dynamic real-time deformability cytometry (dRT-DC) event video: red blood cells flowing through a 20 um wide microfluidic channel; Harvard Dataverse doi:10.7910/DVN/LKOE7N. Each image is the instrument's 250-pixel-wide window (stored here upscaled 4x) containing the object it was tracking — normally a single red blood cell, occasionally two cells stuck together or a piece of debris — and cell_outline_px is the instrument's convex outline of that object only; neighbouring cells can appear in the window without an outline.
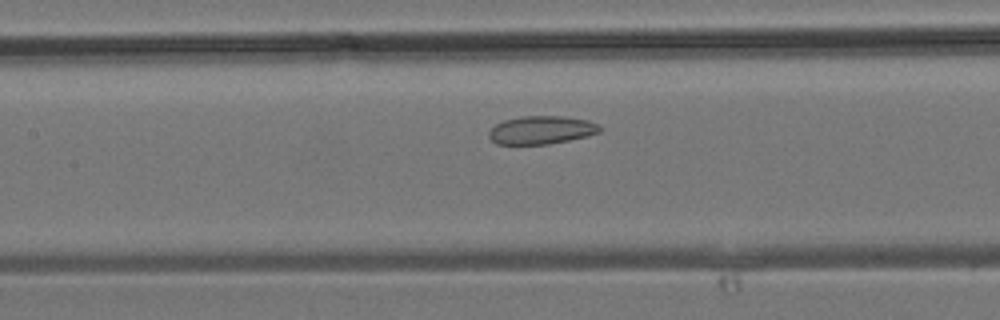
{"species": "common noctule bat (a hibernating species)", "species_latin": "Nyctalus noctula", "temperature_condition": "room temperature", "stored_images_in_passage": 33, "camera_frame_rate_fps": 3000, "um_per_image_px": 0.085, "animal": {"sex": "male", "body_mass_g": 19.2, "forearm_length_mm": 51.8}, "frame": {"image": 1, "passage_image": 13, "time_ms": 4.0, "image_size_px": [1000, 320], "cell_outline_px": [[604, 128], [600, 132], [588, 136], [548, 144], [496, 144], [488, 136], [488, 132], [496, 124], [504, 120], [524, 116], [564, 116], [588, 120], [600, 124]], "centroid_in_image_um": [46.07, 11.05], "position_along_channel_um": 161.3, "area_um2": 18.32}}
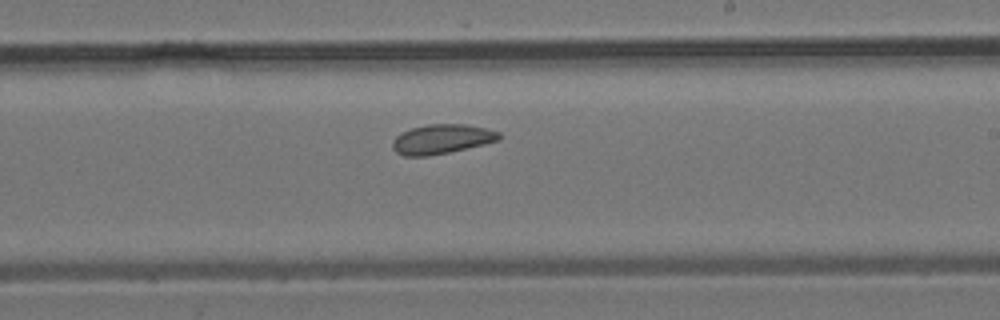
{"frame": {"image": 2, "passage_image": 18, "time_ms": 5.667, "image_size_px": [1000, 320], "cell_outline_px": [[500, 140], [484, 144], [448, 152], [428, 156], [404, 156], [396, 152], [392, 148], [392, 140], [400, 132], [412, 128], [428, 124], [468, 124], [500, 132]], "centroid_in_image_um": [37.52, 11.82], "position_along_channel_um": 251.5, "area_um2": 18.32}}
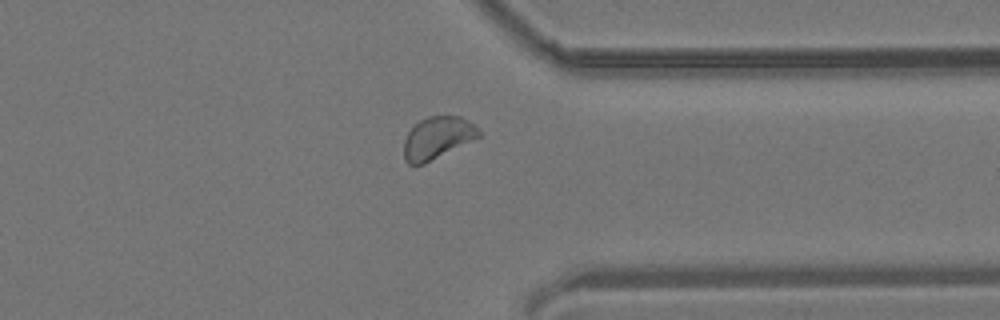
{"frame": {"image": 3, "passage_image": 25, "time_ms": 8.0, "image_size_px": [1000, 320], "cell_outline_px": [[480, 136], [424, 164], [408, 164], [404, 160], [404, 140], [408, 132], [420, 120], [428, 116], [460, 116], [468, 120], [480, 132]], "centroid_in_image_um": [37.15, 11.72], "position_along_channel_um": 374.3, "area_um2": 18.09}}